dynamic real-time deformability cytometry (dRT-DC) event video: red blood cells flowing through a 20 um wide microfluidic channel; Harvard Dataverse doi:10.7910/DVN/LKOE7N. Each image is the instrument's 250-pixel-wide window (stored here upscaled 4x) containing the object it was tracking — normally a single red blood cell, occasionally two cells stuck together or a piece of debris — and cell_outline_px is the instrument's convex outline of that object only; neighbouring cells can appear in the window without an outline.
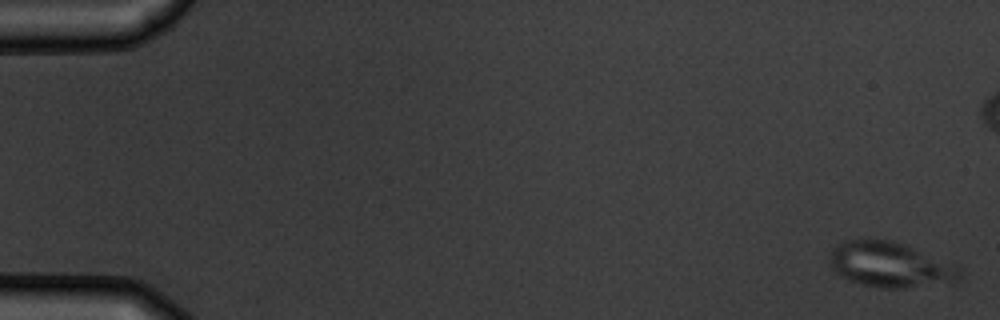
{"species": "common noctule bat (a hibernating species)", "species_latin": "Nyctalus noctula", "temperature_condition": "warm", "stored_images_in_passage": 8, "camera_frame_rate_fps": 3000, "um_per_image_px": 0.085, "animal": {"sex": "male", "body_mass_g": 19.5, "forearm_length_mm": 54.6}, "frame": {"image": 1, "passage_image": 1, "time_ms": 0.0, "image_size_px": [1000, 320], "cell_outline_px": [[964, 276], [952, 280], [904, 288], [884, 288], [864, 284], [840, 276], [832, 268], [832, 248], [836, 244], [844, 240], [892, 240], [904, 244], [960, 264], [964, 272]], "centroid_in_image_um": [75.74, 22.47], "position_along_channel_um": 9.3, "area_um2": 33.99}}